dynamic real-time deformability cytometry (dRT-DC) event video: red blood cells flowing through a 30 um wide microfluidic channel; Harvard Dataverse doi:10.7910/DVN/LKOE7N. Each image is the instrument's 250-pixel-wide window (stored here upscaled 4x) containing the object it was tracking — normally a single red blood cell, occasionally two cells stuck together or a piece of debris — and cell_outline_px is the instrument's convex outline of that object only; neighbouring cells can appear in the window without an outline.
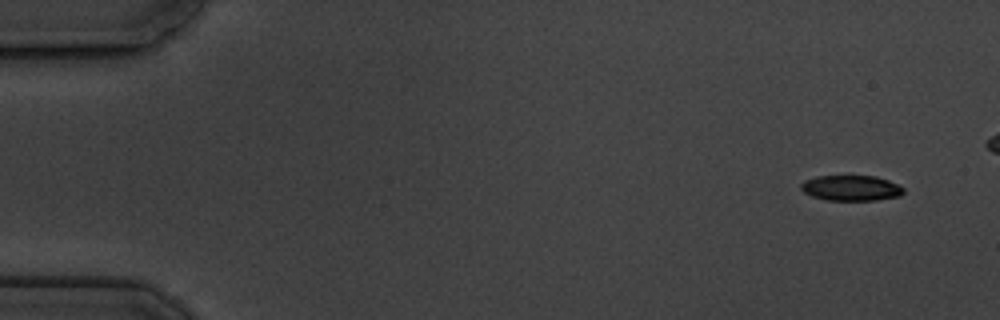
{"species": "common noctule bat (a hibernating species)", "species_latin": "Nyctalus noctula", "temperature_condition": "cold", "stored_images_in_passage": 6, "segment_of_instrument_passage": [1, 2], "camera_frame_rate_fps": 3000, "um_per_image_px": 0.085, "animal": {"sex": "male", "body_mass_g": 19.5, "forearm_length_mm": 54.6}, "frame": {"image": 1, "passage_image": 1, "time_ms": 0.0, "image_size_px": [1000, 320], "cell_outline_px": [[904, 192], [900, 196], [876, 200], [824, 200], [812, 196], [804, 192], [800, 188], [800, 184], [804, 180], [816, 176], [876, 176], [888, 180], [904, 188]], "centroid_in_image_um": [72.32, 15.98], "position_along_channel_um": 12.7, "area_um2": 15.26}}